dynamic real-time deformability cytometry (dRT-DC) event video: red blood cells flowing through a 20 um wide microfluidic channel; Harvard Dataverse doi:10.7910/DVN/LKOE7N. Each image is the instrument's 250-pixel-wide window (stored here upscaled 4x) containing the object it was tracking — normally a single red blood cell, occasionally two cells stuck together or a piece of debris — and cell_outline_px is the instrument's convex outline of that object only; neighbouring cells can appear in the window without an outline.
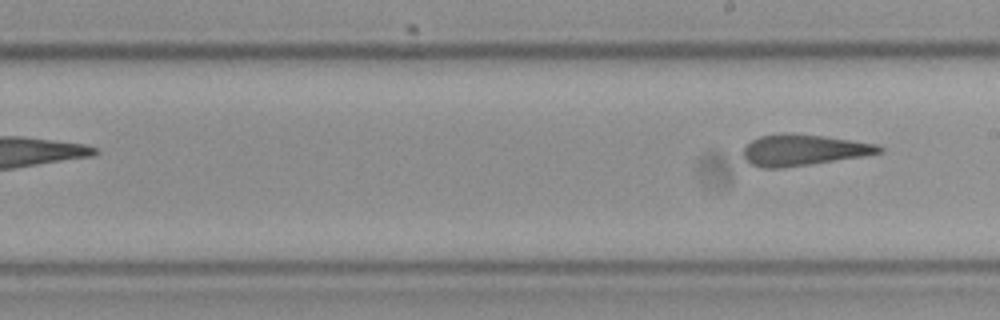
{"species": "Egyptian fruit bat (a non-hibernating species)", "species_latin": "Rousettus aegyptiacus", "temperature_condition": "cold", "stored_images_in_passage": 7, "segment_of_instrument_passage": [2, 2], "camera_frame_rate_fps": 3000, "um_per_image_px": 0.085, "frame": {"image": 1, "passage_image": 7, "time_ms": 2.0, "image_size_px": [1000, 320], "cell_outline_px": [[884, 152], [864, 156], [780, 168], [760, 168], [748, 164], [744, 160], [744, 144], [760, 136], [784, 132], [788, 132], [824, 136], [880, 144], [884, 148]], "centroid_in_image_um": [68.27, 12.74], "position_along_channel_um": 220.7, "area_um2": 24.97}}